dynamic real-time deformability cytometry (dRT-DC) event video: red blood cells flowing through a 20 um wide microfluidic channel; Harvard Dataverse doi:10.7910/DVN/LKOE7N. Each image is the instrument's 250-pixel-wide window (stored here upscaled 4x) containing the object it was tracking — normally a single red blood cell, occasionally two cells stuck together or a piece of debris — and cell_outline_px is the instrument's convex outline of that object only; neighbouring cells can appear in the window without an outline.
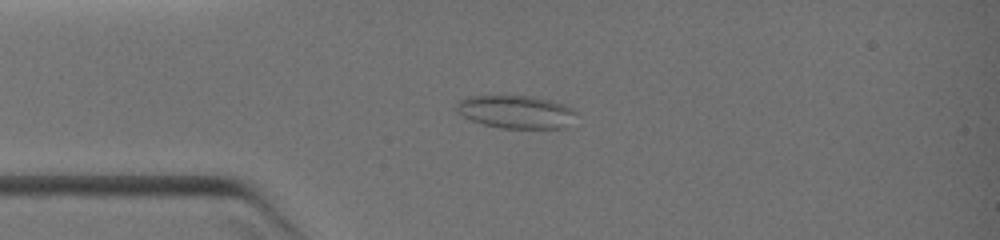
{"species": "common noctule bat (a hibernating species)", "species_latin": "Nyctalus noctula", "temperature_condition": "warm", "stored_images_in_passage": 44, "camera_frame_rate_fps": 3000, "um_per_image_px": 0.085, "animal": {"sex": "female", "body_mass_g": 19.0, "forearm_length_mm": 51.5}, "frame": {"image": 1, "passage_image": 9, "time_ms": 2.667, "image_size_px": [1000, 240], "cell_outline_px": [[576, 112], [564, 128], [500, 128], [484, 124], [472, 120], [456, 112], [456, 104], [460, 100], [468, 96], [532, 96], [552, 100], [564, 104], [572, 108]], "centroid_in_image_um": [43.83, 9.5], "position_along_channel_um": 41.2, "area_um2": 22.83}}
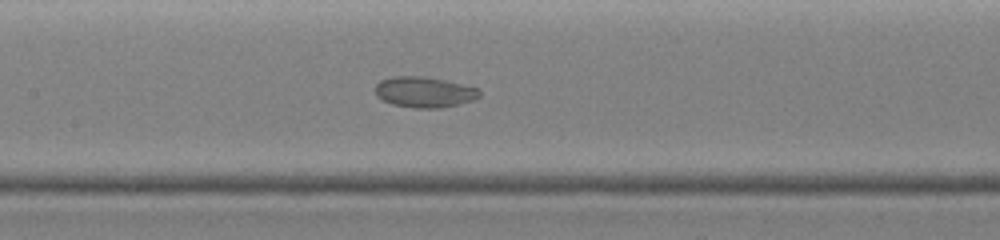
{"frame": {"image": 2, "passage_image": 19, "time_ms": 5.667, "image_size_px": [1000, 240], "cell_outline_px": [[480, 96], [472, 100], [440, 108], [412, 108], [392, 104], [376, 96], [376, 84], [380, 80], [392, 76], [424, 76], [444, 80], [480, 88]], "centroid_in_image_um": [36.05, 7.82], "position_along_channel_um": 171.3, "area_um2": 18.61}}
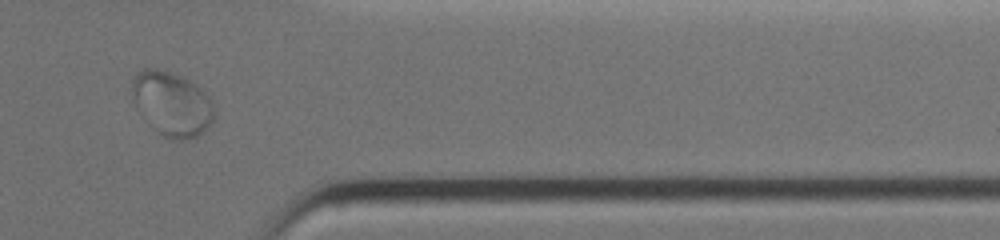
{"frame": {"image": 3, "passage_image": 36, "time_ms": 10.333, "image_size_px": [1000, 240], "cell_outline_px": [[216, 108], [212, 124], [208, 128], [196, 136], [184, 140], [172, 140], [164, 136], [152, 128], [148, 124], [136, 104], [132, 96], [132, 80], [144, 68], [152, 68], [184, 76], [196, 84], [212, 100]], "centroid_in_image_um": [14.66, 8.84], "position_along_channel_um": 396.7, "area_um2": 30.81}}